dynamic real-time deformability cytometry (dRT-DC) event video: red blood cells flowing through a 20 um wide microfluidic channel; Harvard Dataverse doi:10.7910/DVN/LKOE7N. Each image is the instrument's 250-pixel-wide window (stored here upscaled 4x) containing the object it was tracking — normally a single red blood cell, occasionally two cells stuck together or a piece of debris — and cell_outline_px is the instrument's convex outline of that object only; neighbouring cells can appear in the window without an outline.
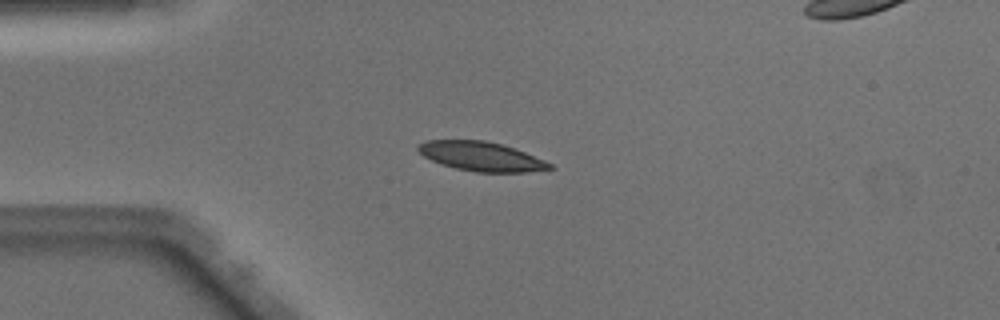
{"species": "Egyptian fruit bat (a non-hibernating species)", "species_latin": "Rousettus aegyptiacus", "temperature_condition": "warm", "stored_images_in_passage": 39, "camera_frame_rate_fps": 3000, "um_per_image_px": 0.085, "animal": {"sex": "male"}, "frame": {"image": 1, "passage_image": 1, "time_ms": 0.0, "image_size_px": [1000, 320], "cell_outline_px": [[556, 168], [528, 172], [476, 172], [456, 168], [440, 164], [424, 156], [416, 148], [420, 144], [428, 140], [484, 140], [500, 144], [524, 152], [544, 160], [552, 164]], "centroid_in_image_um": [40.92, 13.3], "position_along_channel_um": 44.1, "area_um2": 22.2}}
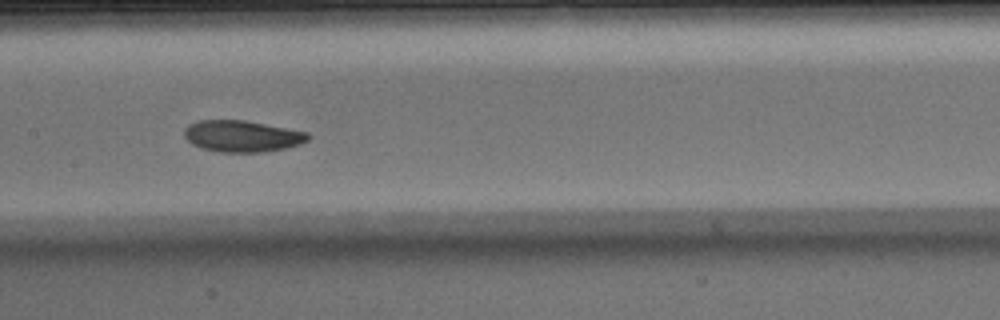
{"frame": {"image": 2, "passage_image": 13, "time_ms": 4.0, "image_size_px": [1000, 320], "cell_outline_px": [[312, 136], [308, 140], [300, 144], [284, 148], [264, 152], [216, 152], [200, 148], [192, 144], [184, 136], [184, 128], [188, 124], [196, 120], [244, 120], [308, 132]], "centroid_in_image_um": [20.55, 11.57], "position_along_channel_um": 186.8, "area_um2": 22.89}}
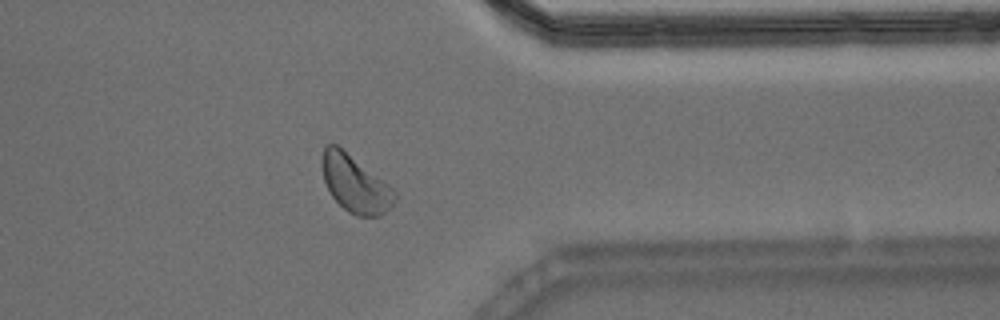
{"frame": {"image": 3, "passage_image": 28, "time_ms": 9.0, "image_size_px": [1000, 320], "cell_outline_px": [[396, 200], [380, 216], [356, 216], [348, 212], [332, 196], [324, 180], [320, 160], [324, 144], [336, 144], [392, 188], [396, 192]], "centroid_in_image_um": [30.14, 15.62], "position_along_channel_um": 381.3, "area_um2": 23.7}, "authors_computed_cell_mechanics": {"area_um2": 23.12, "velocity_mm_per_s": 4.0623, "shape_relaxation_time_tau1_ms": 2.0417, "shape_relaxation_time_tau2_ms": 4.1258, "deformation_change_tau1": 0.0947, "deformation_change_tau2": 0.0949}}